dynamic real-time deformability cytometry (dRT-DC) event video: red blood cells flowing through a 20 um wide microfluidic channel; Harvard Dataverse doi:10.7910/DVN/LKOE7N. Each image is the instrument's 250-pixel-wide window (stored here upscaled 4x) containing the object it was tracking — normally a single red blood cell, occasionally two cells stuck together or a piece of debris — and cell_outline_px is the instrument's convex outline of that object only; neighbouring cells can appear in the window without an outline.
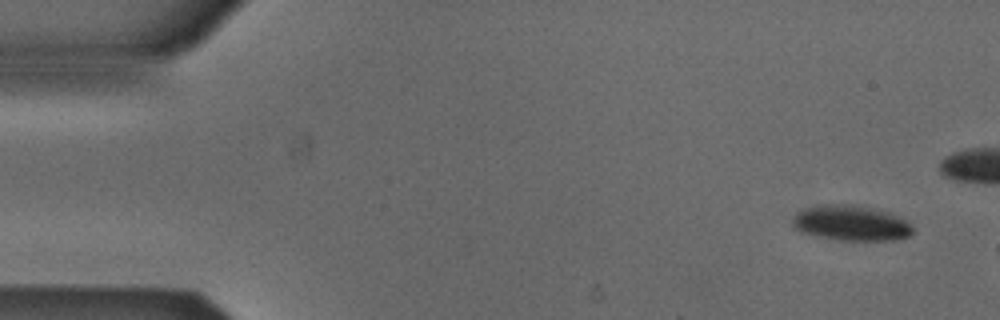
{"species": "Egyptian fruit bat (a non-hibernating species)", "species_latin": "Rousettus aegyptiacus", "temperature_condition": "cold", "stored_images_in_passage": 4, "camera_frame_rate_fps": 3000, "um_per_image_px": 0.085, "animal": {"sex": "male"}, "frame": {"image": 1, "passage_image": 1, "time_ms": 0.0, "image_size_px": [1000, 320], "cell_outline_px": [[912, 232], [908, 236], [896, 240], [840, 240], [816, 236], [800, 232], [792, 224], [792, 216], [796, 212], [804, 208], [824, 204], [848, 204], [872, 208], [888, 212], [912, 224]], "centroid_in_image_um": [72.29, 18.96], "position_along_channel_um": 12.7, "area_um2": 24.74}}